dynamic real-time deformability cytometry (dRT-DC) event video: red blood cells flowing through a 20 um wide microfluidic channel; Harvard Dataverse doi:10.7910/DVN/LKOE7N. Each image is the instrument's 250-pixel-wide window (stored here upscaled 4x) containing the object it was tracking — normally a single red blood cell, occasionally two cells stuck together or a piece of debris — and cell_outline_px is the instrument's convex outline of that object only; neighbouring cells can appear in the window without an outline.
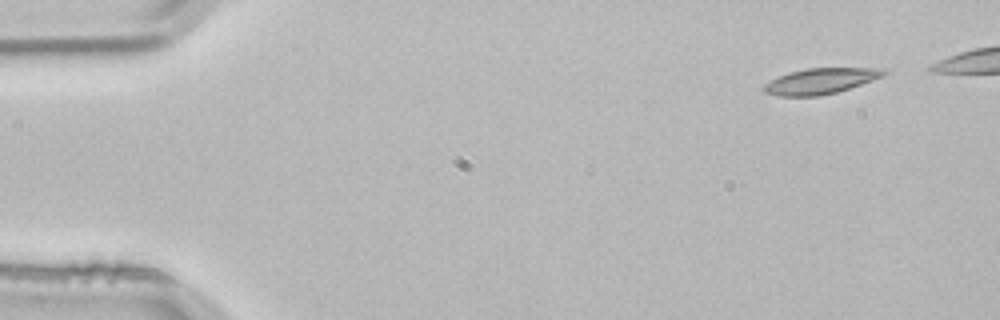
{"species": "common noctule bat (a hibernating species)", "species_latin": "Nyctalus noctula", "temperature_condition": "room temperature", "stored_images_in_passage": 4, "camera_frame_rate_fps": 3000, "um_per_image_px": 0.085, "animal": {"sex": "male", "body_mass_g": 21.5, "forearm_length_mm": 52.0}, "frame": {"image": 1, "passage_image": 1, "time_ms": 0.0, "image_size_px": [1000, 320], "cell_outline_px": [[888, 72], [884, 76], [836, 92], [820, 96], [776, 96], [764, 92], [764, 84], [788, 72], [808, 68], [876, 68]], "centroid_in_image_um": [69.71, 6.89], "position_along_channel_um": 15.3, "area_um2": 17.69}}